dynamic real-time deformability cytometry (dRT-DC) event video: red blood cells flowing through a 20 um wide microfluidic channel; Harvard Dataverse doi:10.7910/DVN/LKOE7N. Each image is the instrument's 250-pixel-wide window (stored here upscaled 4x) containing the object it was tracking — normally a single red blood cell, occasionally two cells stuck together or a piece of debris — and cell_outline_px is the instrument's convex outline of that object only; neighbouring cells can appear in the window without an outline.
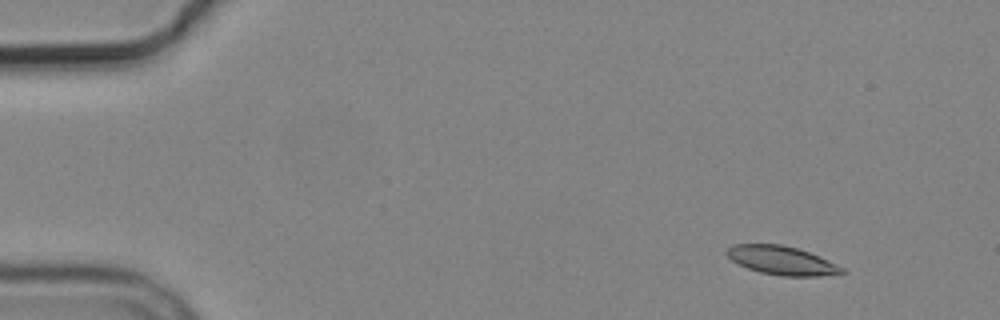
{"species": "common noctule bat (a hibernating species)", "species_latin": "Nyctalus noctula", "temperature_condition": "cold", "stored_images_in_passage": 4, "camera_frame_rate_fps": 3000, "um_per_image_px": 0.085, "animal": {"sex": "male", "body_mass_g": 19.2, "forearm_length_mm": 51.8}, "frame": {"image": 1, "passage_image": 1, "time_ms": 0.0, "image_size_px": [1000, 320], "cell_outline_px": [[844, 272], [820, 276], [784, 276], [760, 272], [748, 268], [732, 260], [728, 256], [728, 248], [732, 244], [780, 244], [796, 248], [820, 256], [844, 268]], "centroid_in_image_um": [66.46, 22.13], "position_along_channel_um": 18.5, "area_um2": 18.9}}
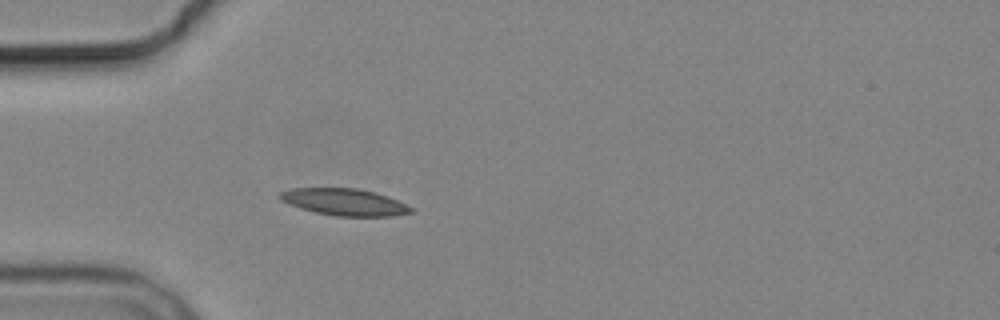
{"frame": {"image": 2, "passage_image": 4, "time_ms": 3.667, "image_size_px": [1000, 320], "cell_outline_px": [[412, 212], [392, 216], [336, 216], [316, 212], [300, 208], [288, 204], [280, 200], [276, 196], [280, 192], [292, 188], [356, 188], [376, 192], [388, 196], [412, 208]], "centroid_in_image_um": [29.22, 17.16], "position_along_channel_um": 55.8, "area_um2": 20.46}}